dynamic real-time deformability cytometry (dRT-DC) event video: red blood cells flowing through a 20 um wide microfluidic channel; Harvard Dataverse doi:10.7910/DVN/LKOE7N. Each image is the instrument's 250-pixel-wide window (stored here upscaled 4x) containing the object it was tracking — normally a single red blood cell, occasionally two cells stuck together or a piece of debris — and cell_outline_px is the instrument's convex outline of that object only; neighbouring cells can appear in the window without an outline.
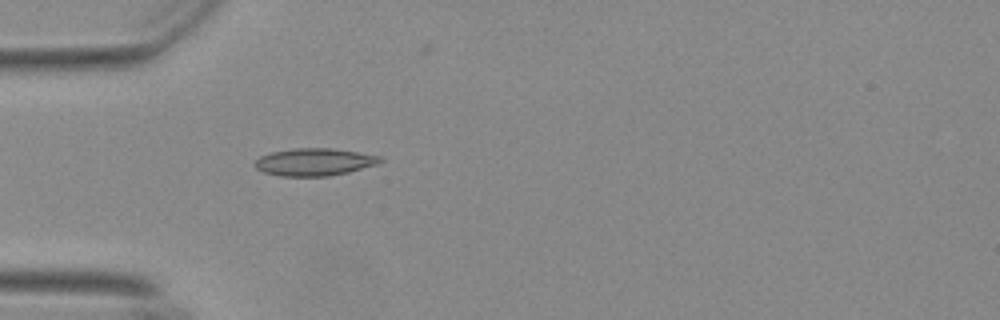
{"species": "Egyptian fruit bat (a non-hibernating species)", "species_latin": "Rousettus aegyptiacus", "temperature_condition": "warm", "stored_images_in_passage": 9, "camera_frame_rate_fps": 3000, "um_per_image_px": 0.085, "animal": {"sex": "female"}, "frame": {"image": 1, "passage_image": 1, "time_ms": 0.0, "image_size_px": [1000, 320], "cell_outline_px": [[384, 160], [376, 164], [348, 172], [328, 176], [280, 176], [264, 172], [256, 168], [252, 164], [260, 156], [272, 152], [292, 148], [332, 148], [380, 156]], "centroid_in_image_um": [26.68, 13.76], "position_along_channel_um": 58.3, "area_um2": 19.94}}
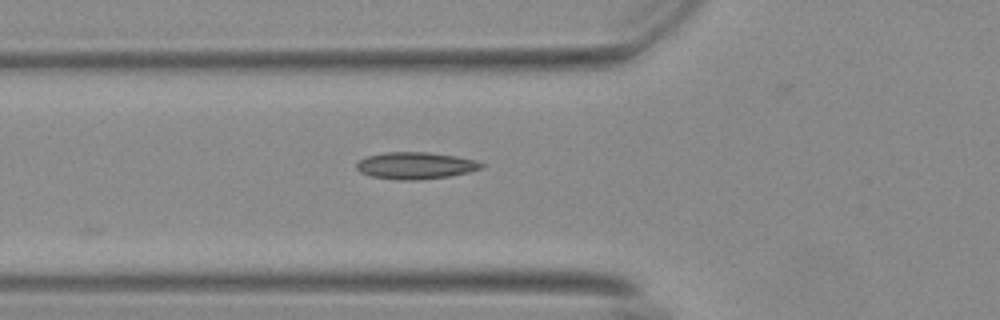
{"frame": {"image": 2, "passage_image": 4, "time_ms": 1.0, "image_size_px": [1000, 320], "cell_outline_px": [[484, 168], [468, 172], [448, 176], [416, 180], [400, 180], [372, 176], [360, 172], [356, 168], [356, 164], [360, 160], [368, 156], [384, 152], [428, 152], [456, 156], [476, 160], [484, 164]], "centroid_in_image_um": [35.34, 14.07], "position_along_channel_um": 90.5, "area_um2": 19.48}}
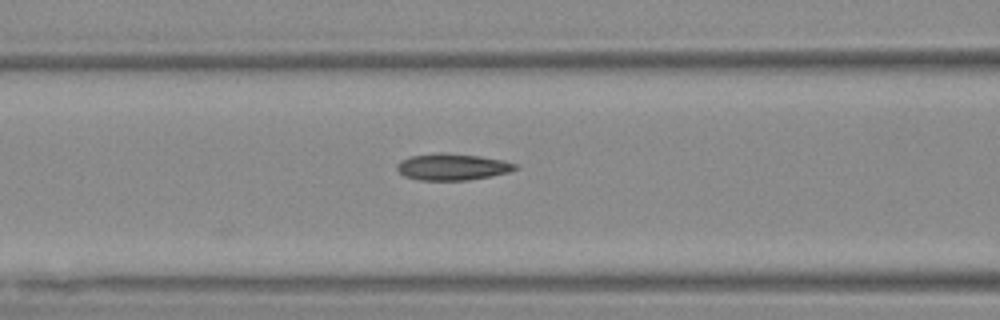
{"frame": {"image": 3, "passage_image": 7, "time_ms": 2.0, "image_size_px": [1000, 320], "cell_outline_px": [[520, 168], [508, 172], [492, 176], [468, 180], [420, 180], [404, 176], [396, 168], [396, 164], [400, 160], [412, 156], [436, 152], [440, 152], [480, 156], [504, 160], [520, 164]], "centroid_in_image_um": [38.49, 14.18], "position_along_channel_um": 128.1, "area_um2": 18.55}}